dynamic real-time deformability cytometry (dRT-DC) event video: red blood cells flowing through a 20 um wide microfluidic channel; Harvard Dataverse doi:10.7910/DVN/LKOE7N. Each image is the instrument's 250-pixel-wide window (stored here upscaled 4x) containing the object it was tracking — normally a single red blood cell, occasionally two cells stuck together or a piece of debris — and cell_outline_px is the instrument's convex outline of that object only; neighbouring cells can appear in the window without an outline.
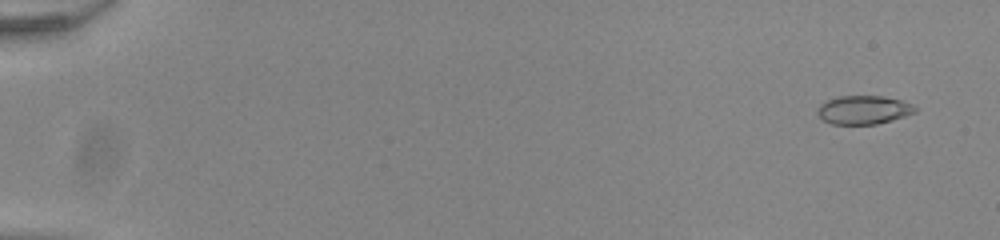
{"species": "common noctule bat (a hibernating species)", "species_latin": "Nyctalus noctula", "temperature_condition": "room temperature", "stored_images_in_passage": 45, "camera_frame_rate_fps": 3000, "um_per_image_px": 0.085, "animal": {"sex": "male", "body_mass_g": 20.0, "forearm_length_mm": 53.3}, "frame": {"image": 1, "passage_image": 4, "time_ms": 1.0, "image_size_px": [1000, 240], "cell_outline_px": [[916, 112], [892, 120], [876, 124], [832, 124], [824, 120], [816, 112], [820, 104], [828, 100], [840, 96], [884, 96], [900, 100], [912, 104], [916, 108]], "centroid_in_image_um": [73.41, 9.34], "position_along_channel_um": 11.6, "area_um2": 16.13}, "authors_computed_cell_mechanics": {"area_um2": 17.629, "velocity_mm_per_s": 3.8203, "shape_relaxation_time_tau1_ms": 1.3151, "shape_relaxation_time_tau2_ms": 7.9415, "deformation_change_tau1": 0.2687, "deformation_change_tau2": 0.1433}}